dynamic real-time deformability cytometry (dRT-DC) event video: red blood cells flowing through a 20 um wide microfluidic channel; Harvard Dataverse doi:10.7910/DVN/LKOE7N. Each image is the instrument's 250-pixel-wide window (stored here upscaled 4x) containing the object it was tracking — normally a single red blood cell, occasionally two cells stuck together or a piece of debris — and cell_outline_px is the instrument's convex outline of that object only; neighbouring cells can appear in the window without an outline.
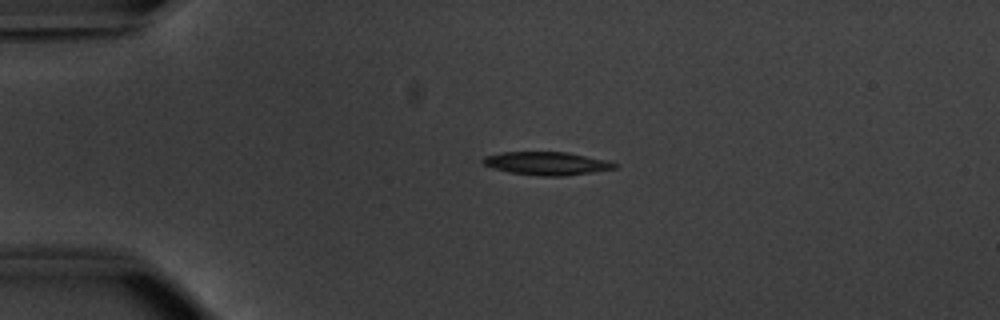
{"species": "common noctule bat (a hibernating species)", "species_latin": "Nyctalus noctula", "temperature_condition": "warm", "stored_images_in_passage": 42, "camera_frame_rate_fps": 3000, "um_per_image_px": 0.085, "animal": {"sex": "male", "body_mass_g": 20.1, "forearm_length_mm": 53.5}, "frame": {"image": 1, "passage_image": 1, "time_ms": 0.0, "image_size_px": [1000, 320], "cell_outline_px": [[620, 164], [616, 168], [592, 172], [564, 176], [540, 176], [508, 172], [492, 168], [484, 164], [480, 160], [484, 156], [500, 152], [568, 152], [604, 160]], "centroid_in_image_um": [46.43, 13.89], "position_along_channel_um": 38.6, "area_um2": 17.8}}
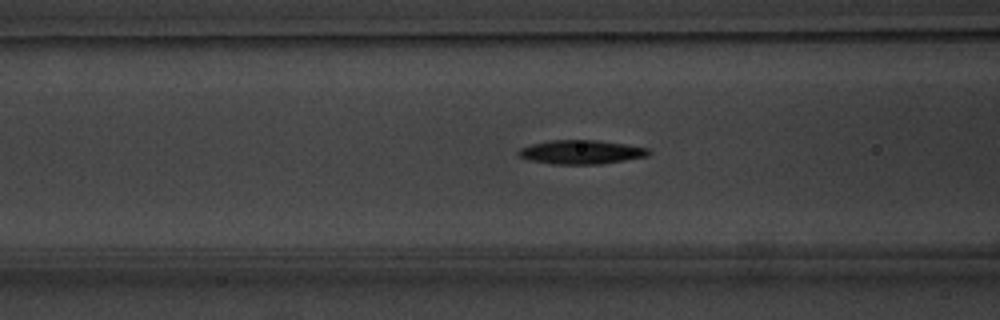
{"frame": {"image": 2, "passage_image": 10, "time_ms": 3.0, "image_size_px": [1000, 320], "cell_outline_px": [[652, 152], [648, 156], [600, 164], [552, 164], [528, 160], [520, 156], [516, 152], [520, 148], [532, 144], [552, 140], [596, 140], [624, 144], [648, 148]], "centroid_in_image_um": [49.39, 12.93], "position_along_channel_um": 117.2, "area_um2": 18.09}}
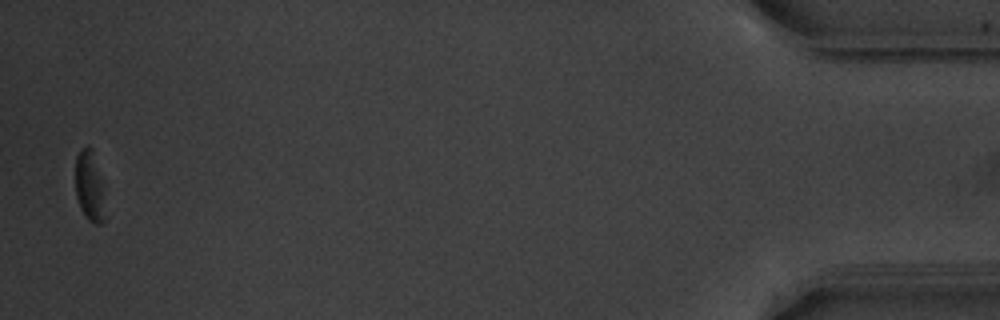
{"frame": {"image": 3, "passage_image": 41, "time_ms": 13.333, "image_size_px": [1000, 320], "cell_outline_px": [[104, 220], [100, 224], [96, 224], [88, 220], [80, 208], [76, 196], [76, 156], [80, 148], [88, 144], [100, 180]], "centroid_in_image_um": [7.54, 15.86], "position_along_channel_um": 427.7, "area_um2": 11.27}, "authors_computed_cell_mechanics": {"area_um2": 17.9469, "velocity_mm_per_s": 3.8078, "shape_relaxation_time_tau1_ms": 1.9825, "shape_relaxation_time_tau2_ms": null, "deformation_change_tau1": 0.1338, "deformation_change_tau2": null}}